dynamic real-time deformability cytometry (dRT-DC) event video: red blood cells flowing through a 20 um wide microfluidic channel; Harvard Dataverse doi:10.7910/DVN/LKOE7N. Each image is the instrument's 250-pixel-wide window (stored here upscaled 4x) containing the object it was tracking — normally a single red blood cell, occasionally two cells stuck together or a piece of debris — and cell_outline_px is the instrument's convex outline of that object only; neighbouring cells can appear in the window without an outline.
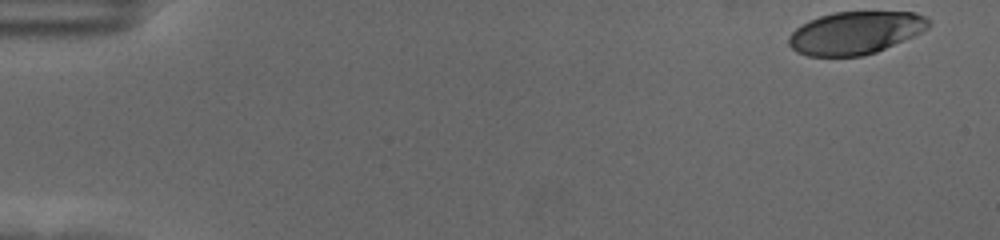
{"species": "human", "species_latin": "Homo sapiens", "temperature_condition": "cold", "stored_images_in_passage": 57, "camera_frame_rate_fps": 3000, "um_per_image_px": 0.085, "donor": {"sex": "female"}, "frame": {"image": 1, "passage_image": 1, "time_ms": 0.0, "image_size_px": [1000, 240], "cell_outline_px": [[932, 24], [928, 28], [912, 36], [876, 52], [864, 56], [808, 56], [796, 52], [788, 44], [788, 36], [796, 28], [808, 20], [820, 16], [836, 12], [916, 12], [932, 20]], "centroid_in_image_um": [72.7, 2.79], "position_along_channel_um": 12.3, "area_um2": 34.8}}
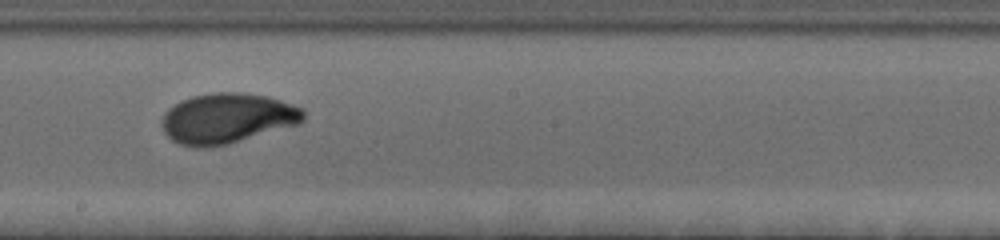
{"frame": {"image": 2, "passage_image": 32, "time_ms": 10.333, "image_size_px": [1000, 240], "cell_outline_px": [[304, 120], [300, 124], [228, 144], [208, 148], [196, 148], [180, 144], [172, 140], [164, 132], [160, 124], [164, 112], [168, 108], [180, 100], [192, 96], [212, 92], [244, 92], [264, 96], [280, 100], [304, 108]], "centroid_in_image_um": [19.29, 10.06], "position_along_channel_um": 228.9, "area_um2": 41.91}}
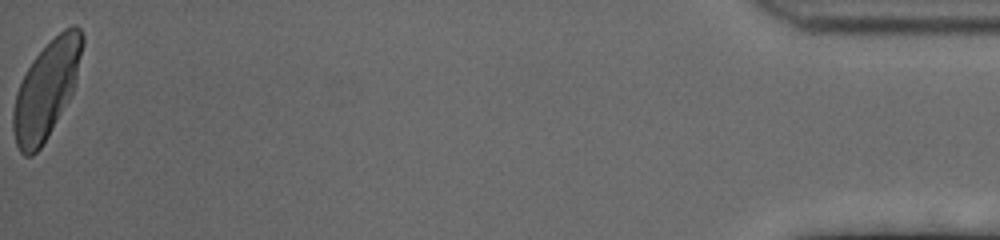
{"frame": {"image": 3, "passage_image": 57, "time_ms": 18.667, "image_size_px": [1000, 240], "cell_outline_px": [[84, 44], [76, 80], [72, 92], [68, 100], [48, 136], [40, 148], [32, 156], [24, 156], [20, 152], [16, 144], [12, 128], [12, 112], [16, 92], [32, 60], [64, 28], [72, 24], [76, 24], [80, 28], [84, 36]], "centroid_in_image_um": [3.94, 7.61], "position_along_channel_um": 431.3, "area_um2": 38.78}, "authors_computed_cell_mechanics": {"area_um2": 38.6682, "velocity_mm_per_s": 3.4984, "shape_relaxation_time_tau1_ms": 3.4448, "shape_relaxation_time_tau2_ms": 0.8796, "deformation_change_tau1": 0.1879, "deformation_change_tau2": 0.0506}}